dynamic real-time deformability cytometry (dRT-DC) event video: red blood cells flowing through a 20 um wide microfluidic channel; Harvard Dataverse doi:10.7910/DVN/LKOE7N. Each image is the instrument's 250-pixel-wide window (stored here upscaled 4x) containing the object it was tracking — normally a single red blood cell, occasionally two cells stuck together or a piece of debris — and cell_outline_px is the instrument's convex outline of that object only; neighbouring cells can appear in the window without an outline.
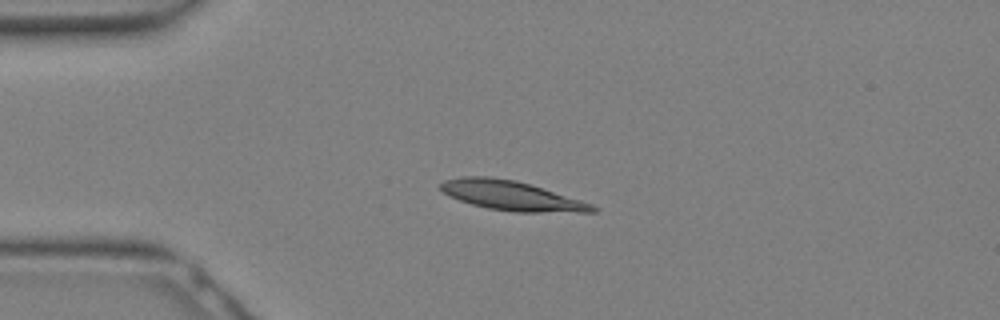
{"species": "Egyptian fruit bat (a non-hibernating species)", "species_latin": "Rousettus aegyptiacus", "temperature_condition": "warm", "stored_images_in_passage": 19, "camera_frame_rate_fps": 3000, "um_per_image_px": 0.085, "animal": {"sex": "female"}, "frame": {"image": 1, "passage_image": 6, "time_ms": 1.667, "image_size_px": [1000, 320], "cell_outline_px": [[600, 208], [596, 212], [516, 212], [488, 208], [472, 204], [448, 196], [440, 188], [440, 184], [444, 180], [460, 176], [488, 176], [516, 180], [532, 184], [592, 204]], "centroid_in_image_um": [43.48, 16.62], "position_along_channel_um": 41.5, "area_um2": 26.18}}
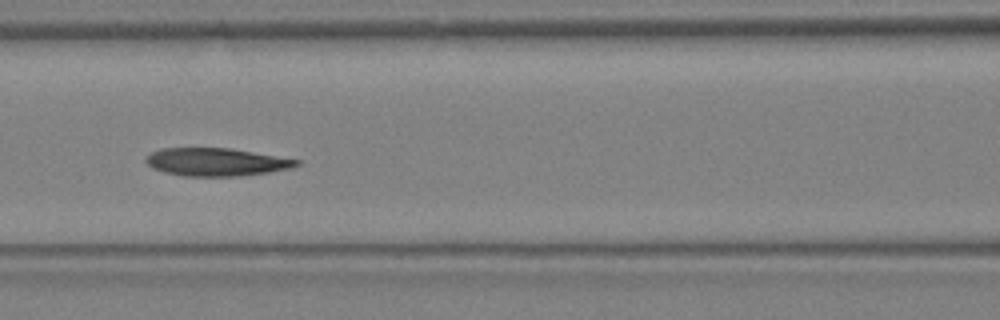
{"frame": {"image": 2, "passage_image": 12, "time_ms": 3.667, "image_size_px": [1000, 320], "cell_outline_px": [[300, 164], [292, 168], [268, 172], [240, 176], [184, 176], [164, 172], [152, 168], [144, 160], [152, 152], [160, 148], [232, 148], [300, 160]], "centroid_in_image_um": [18.38, 13.77], "position_along_channel_um": 148.2, "area_um2": 24.51}}
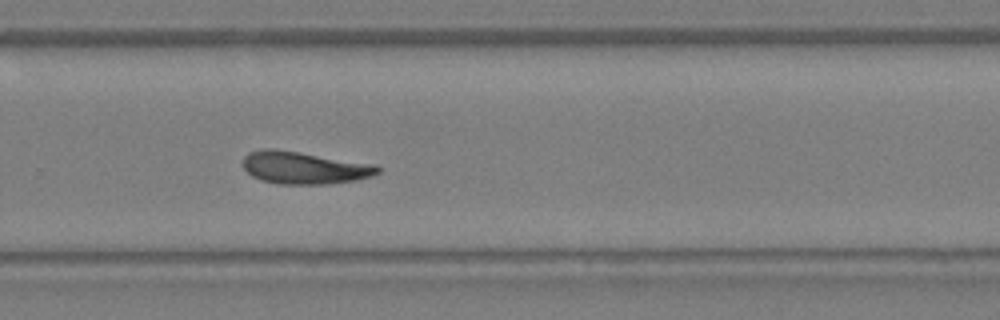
{"frame": {"image": 3, "passage_image": 19, "time_ms": 6.0, "image_size_px": [1000, 320], "cell_outline_px": [[380, 172], [372, 176], [356, 180], [324, 184], [280, 184], [260, 180], [252, 176], [244, 168], [244, 156], [248, 152], [264, 148], [272, 148], [376, 164], [380, 168]], "centroid_in_image_um": [25.86, 14.26], "position_along_channel_um": 303.9, "area_um2": 25.37}}